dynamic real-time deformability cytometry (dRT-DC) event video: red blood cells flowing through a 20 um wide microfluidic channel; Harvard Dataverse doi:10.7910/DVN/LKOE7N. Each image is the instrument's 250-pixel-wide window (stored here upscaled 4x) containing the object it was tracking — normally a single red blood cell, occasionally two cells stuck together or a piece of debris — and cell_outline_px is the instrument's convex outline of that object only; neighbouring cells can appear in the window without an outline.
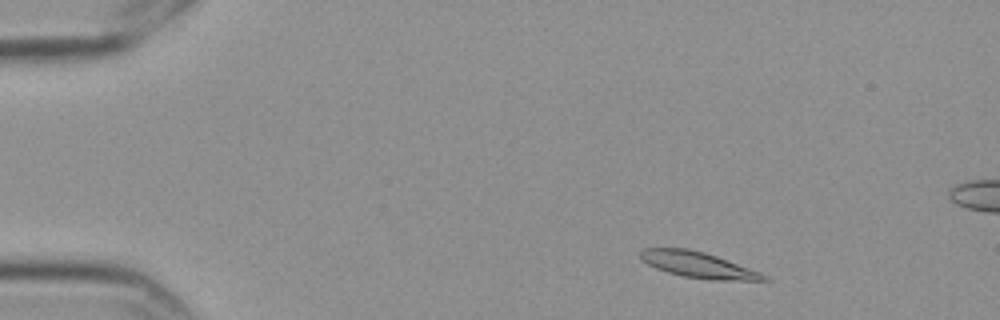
{"species": "Egyptian fruit bat (a non-hibernating species)", "species_latin": "Rousettus aegyptiacus", "temperature_condition": "cold", "stored_images_in_passage": 4, "camera_frame_rate_fps": 3000, "um_per_image_px": 0.085, "frame": {"image": 1, "passage_image": 1, "time_ms": 0.0, "image_size_px": [1000, 320], "cell_outline_px": [[772, 280], [712, 280], [684, 276], [668, 272], [656, 268], [640, 260], [640, 252], [644, 248], [688, 248], [704, 252], [716, 256], [760, 272], [768, 276]], "centroid_in_image_um": [59.33, 22.51], "position_along_channel_um": 25.7, "area_um2": 18.44}}